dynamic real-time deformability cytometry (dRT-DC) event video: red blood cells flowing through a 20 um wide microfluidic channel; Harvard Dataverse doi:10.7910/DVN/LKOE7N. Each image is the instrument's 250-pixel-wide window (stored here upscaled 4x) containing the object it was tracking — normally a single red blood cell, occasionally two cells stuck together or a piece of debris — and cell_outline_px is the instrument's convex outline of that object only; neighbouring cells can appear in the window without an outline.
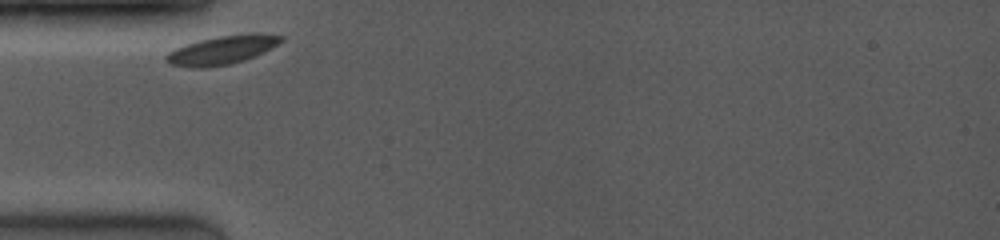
{"species": "common noctule bat (a hibernating species)", "species_latin": "Nyctalus noctula", "temperature_condition": "room temperature", "stored_images_in_passage": 19, "camera_frame_rate_fps": 4000, "um_per_image_px": 0.085, "animal": {"sex": "female", "body_mass_g": 19.0, "forearm_length_mm": 53.3}, "frame": {"image": 1, "passage_image": 1, "time_ms": 0.0, "image_size_px": [1000, 240], "cell_outline_px": [[284, 40], [252, 56], [228, 64], [204, 68], [200, 68], [172, 64], [164, 60], [164, 56], [168, 52], [184, 44], [216, 36], [248, 32], [260, 32], [284, 36]], "centroid_in_image_um": [18.85, 4.21], "position_along_channel_um": 66.2, "area_um2": 18.96}}
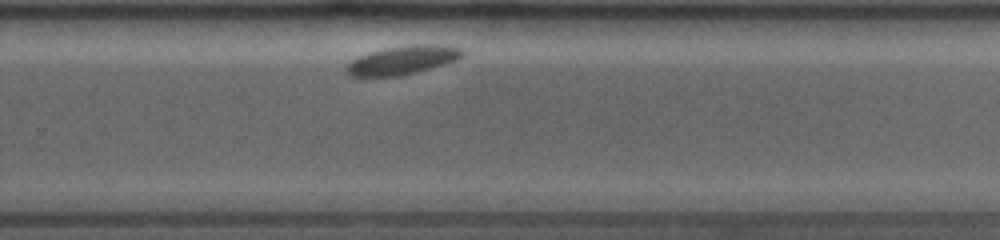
{"frame": {"image": 2, "passage_image": 15, "time_ms": 6.5, "image_size_px": [1000, 240], "cell_outline_px": [[464, 56], [456, 60], [444, 64], [416, 72], [396, 76], [352, 76], [348, 72], [348, 64], [352, 60], [360, 56], [384, 48], [416, 44], [436, 44], [464, 48]], "centroid_in_image_um": [34.31, 5.09], "position_along_channel_um": 295.5, "area_um2": 19.02}}
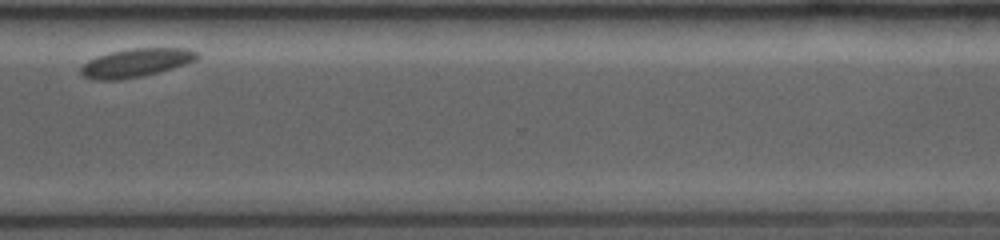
{"frame": {"image": 3, "passage_image": 18, "time_ms": 8.25, "image_size_px": [1000, 240], "cell_outline_px": [[200, 56], [196, 60], [172, 68], [140, 76], [116, 80], [96, 80], [84, 76], [80, 72], [80, 68], [88, 60], [96, 56], [112, 52], [132, 48], [188, 48], [196, 52]], "centroid_in_image_um": [11.55, 5.33], "position_along_channel_um": 359.1, "area_um2": 19.02}}